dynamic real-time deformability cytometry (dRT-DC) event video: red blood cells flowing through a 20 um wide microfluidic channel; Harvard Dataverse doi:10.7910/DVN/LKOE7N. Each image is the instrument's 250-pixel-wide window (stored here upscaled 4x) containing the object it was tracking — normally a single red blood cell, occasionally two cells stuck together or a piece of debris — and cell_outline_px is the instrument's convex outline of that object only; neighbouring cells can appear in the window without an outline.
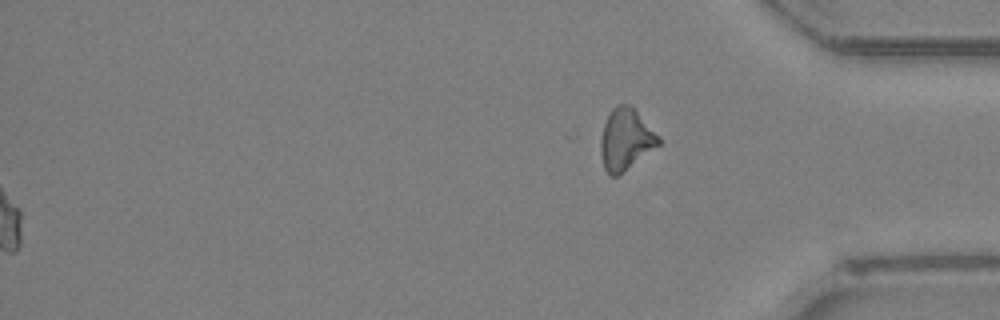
{"species": "Egyptian fruit bat (a non-hibernating species)", "species_latin": "Rousettus aegyptiacus", "temperature_condition": "room temperature", "stored_images_in_passage": 47, "segment_of_instrument_passage": [2, 2], "camera_frame_rate_fps": 3000, "um_per_image_px": 0.085, "animal": {"sex": "female"}, "frame": {"image": 1, "passage_image": 47, "time_ms": 15.333, "image_size_px": [1000, 320], "cell_outline_px": [[660, 144], [616, 176], [612, 176], [604, 168], [600, 152], [600, 140], [604, 124], [612, 108], [616, 104], [628, 104], [660, 136]], "centroid_in_image_um": [53.17, 11.83], "position_along_channel_um": 382.0, "area_um2": 20.17}}